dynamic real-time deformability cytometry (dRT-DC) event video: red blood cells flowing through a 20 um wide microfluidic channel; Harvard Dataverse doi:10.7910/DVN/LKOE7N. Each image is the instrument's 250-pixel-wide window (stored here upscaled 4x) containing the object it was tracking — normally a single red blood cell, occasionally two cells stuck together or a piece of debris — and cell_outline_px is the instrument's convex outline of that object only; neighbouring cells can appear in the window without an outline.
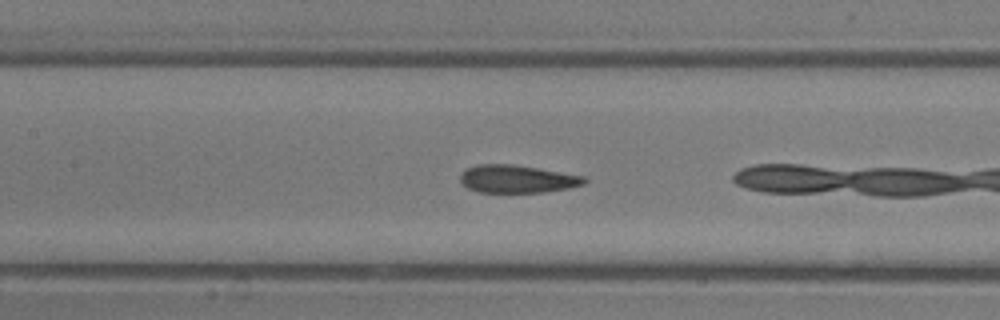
{"species": "common noctule bat (a hibernating species)", "species_latin": "Nyctalus noctula", "temperature_condition": "room temperature", "stored_images_in_passage": 23, "camera_frame_rate_fps": 3000, "um_per_image_px": 0.085, "animal": {"sex": "male", "body_mass_g": 13.3}, "frame": {"image": 1, "passage_image": 9, "time_ms": 2.667, "image_size_px": [1000, 320], "cell_outline_px": [[588, 180], [584, 184], [568, 188], [544, 192], [480, 192], [468, 188], [460, 184], [460, 172], [476, 164], [512, 164], [584, 176]], "centroid_in_image_um": [43.91, 15.21], "position_along_channel_um": 163.5, "area_um2": 20.06}}
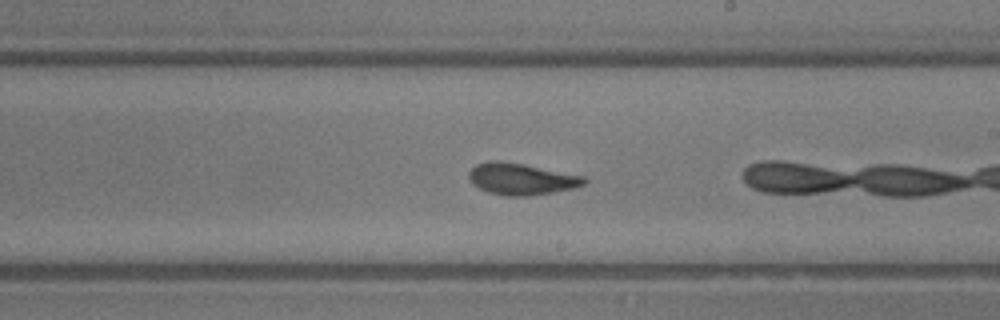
{"frame": {"image": 2, "passage_image": 14, "time_ms": 4.333, "image_size_px": [1000, 320], "cell_outline_px": [[588, 180], [584, 184], [572, 188], [552, 192], [528, 196], [504, 196], [488, 192], [472, 184], [468, 176], [468, 172], [476, 164], [488, 160], [500, 160], [524, 164], [584, 176]], "centroid_in_image_um": [44.27, 15.2], "position_along_channel_um": 244.7, "area_um2": 21.27}}
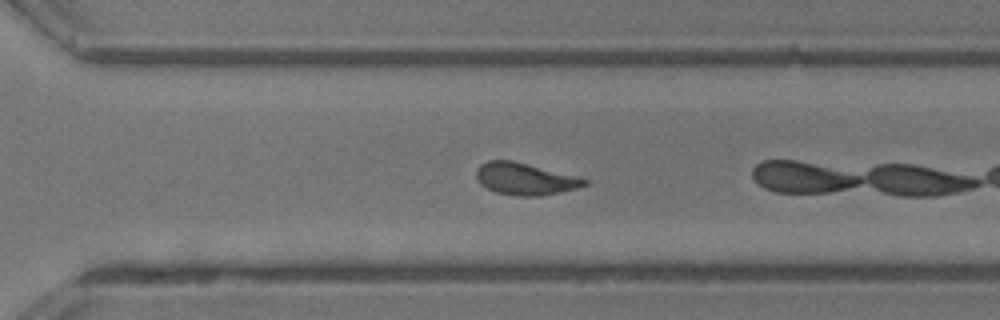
{"frame": {"image": 3, "passage_image": 19, "time_ms": 6.0, "image_size_px": [1000, 320], "cell_outline_px": [[588, 184], [576, 188], [540, 196], [516, 196], [496, 192], [480, 184], [476, 180], [476, 168], [480, 164], [488, 160], [512, 160], [580, 176], [588, 180]], "centroid_in_image_um": [44.62, 15.19], "position_along_channel_um": 326.0, "area_um2": 20.35}}